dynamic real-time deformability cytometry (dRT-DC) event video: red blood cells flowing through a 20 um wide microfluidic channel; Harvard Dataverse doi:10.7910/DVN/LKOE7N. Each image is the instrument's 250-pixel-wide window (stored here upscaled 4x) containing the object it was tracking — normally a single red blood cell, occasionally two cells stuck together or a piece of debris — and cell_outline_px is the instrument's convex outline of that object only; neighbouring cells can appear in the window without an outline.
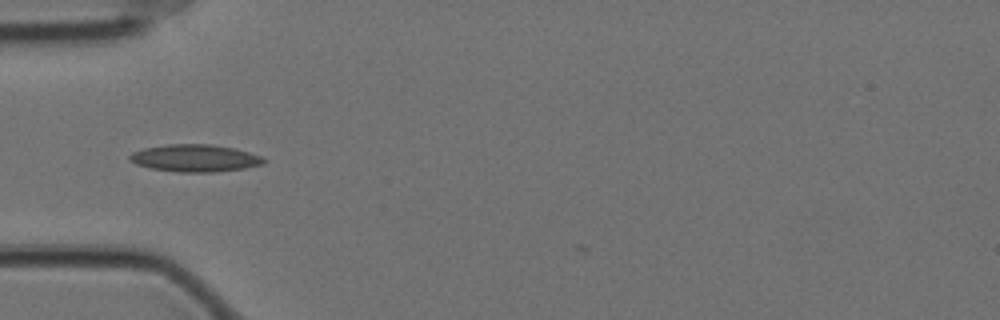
{"species": "Egyptian fruit bat (a non-hibernating species)", "species_latin": "Rousettus aegyptiacus", "temperature_condition": "cold", "stored_images_in_passage": 40, "camera_frame_rate_fps": 3000, "um_per_image_px": 0.085, "animal": {"sex": "female"}, "frame": {"image": 1, "passage_image": 1, "time_ms": 0.0, "image_size_px": [1000, 320], "cell_outline_px": [[268, 160], [264, 164], [244, 168], [212, 172], [180, 172], [152, 168], [136, 164], [128, 160], [128, 156], [132, 152], [144, 148], [168, 144], [212, 144], [236, 148], [260, 156]], "centroid_in_image_um": [16.58, 13.43], "position_along_channel_um": 68.4, "area_um2": 21.33}}
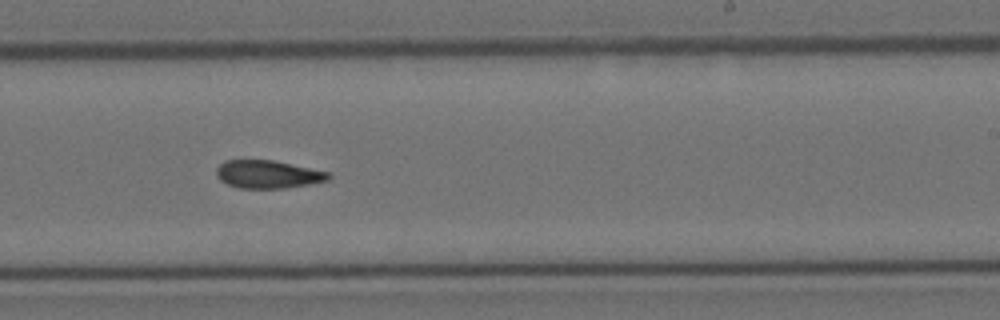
{"frame": {"image": 2, "passage_image": 18, "time_ms": 5.667, "image_size_px": [1000, 320], "cell_outline_px": [[332, 176], [328, 180], [308, 184], [284, 188], [240, 188], [228, 184], [220, 180], [216, 176], [216, 168], [224, 160], [272, 160], [328, 172]], "centroid_in_image_um": [22.73, 14.81], "position_along_channel_um": 266.3, "area_um2": 18.09}}
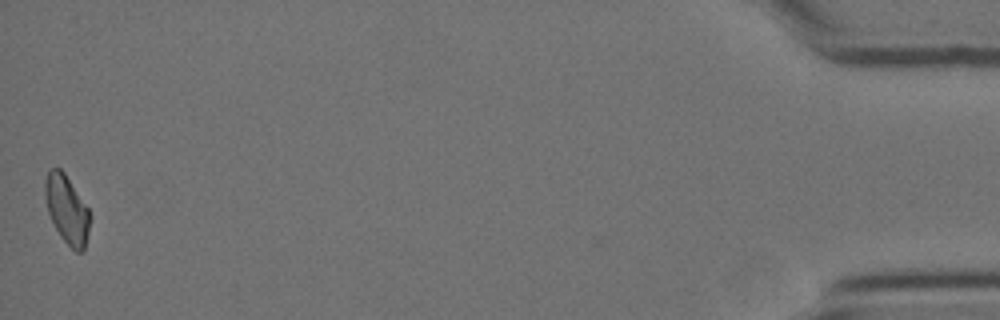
{"frame": {"image": 3, "passage_image": 40, "time_ms": 13.0, "image_size_px": [1000, 320], "cell_outline_px": [[92, 216], [84, 252], [76, 252], [60, 236], [48, 212], [44, 192], [44, 184], [48, 172], [52, 168], [60, 168], [64, 172], [88, 208]], "centroid_in_image_um": [5.71, 17.82], "position_along_channel_um": 429.5, "area_um2": 17.8}, "authors_computed_cell_mechanics": {"area_um2": 18.7272, "velocity_mm_per_s": 3.492, "shape_relaxation_time_tau1_ms": null, "shape_relaxation_time_tau2_ms": 6.63, "deformation_change_tau1": null, "deformation_change_tau2": 0.1279}}